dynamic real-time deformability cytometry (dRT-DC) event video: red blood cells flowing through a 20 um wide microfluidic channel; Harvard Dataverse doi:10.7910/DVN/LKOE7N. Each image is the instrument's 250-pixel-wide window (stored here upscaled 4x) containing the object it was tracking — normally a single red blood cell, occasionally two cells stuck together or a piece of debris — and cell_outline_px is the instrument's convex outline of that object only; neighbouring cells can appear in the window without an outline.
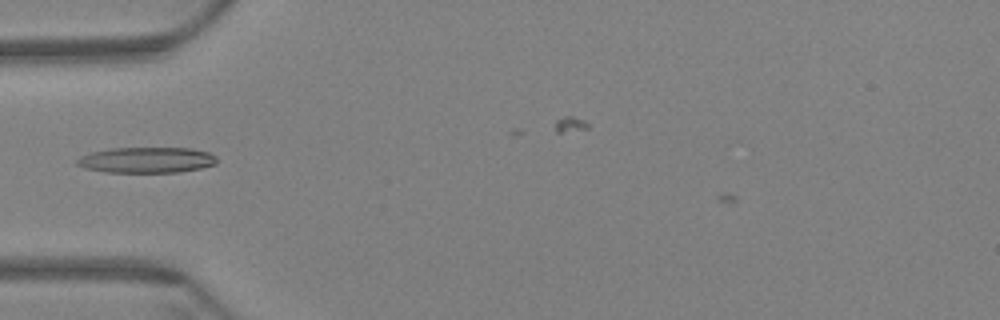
{"species": "Egyptian fruit bat (a non-hibernating species)", "species_latin": "Rousettus aegyptiacus", "temperature_condition": "warm", "stored_images_in_passage": 4, "camera_frame_rate_fps": 3000, "um_per_image_px": 0.085, "animal": {"sex": "female"}, "frame": {"image": 1, "passage_image": 2, "time_ms": 0.333, "image_size_px": [1000, 320], "cell_outline_px": [[216, 164], [200, 168], [176, 172], [104, 172], [84, 168], [76, 164], [76, 160], [80, 156], [92, 152], [108, 148], [192, 148], [208, 152], [216, 156]], "centroid_in_image_um": [12.43, 13.59], "position_along_channel_um": 72.6, "area_um2": 20.98}}